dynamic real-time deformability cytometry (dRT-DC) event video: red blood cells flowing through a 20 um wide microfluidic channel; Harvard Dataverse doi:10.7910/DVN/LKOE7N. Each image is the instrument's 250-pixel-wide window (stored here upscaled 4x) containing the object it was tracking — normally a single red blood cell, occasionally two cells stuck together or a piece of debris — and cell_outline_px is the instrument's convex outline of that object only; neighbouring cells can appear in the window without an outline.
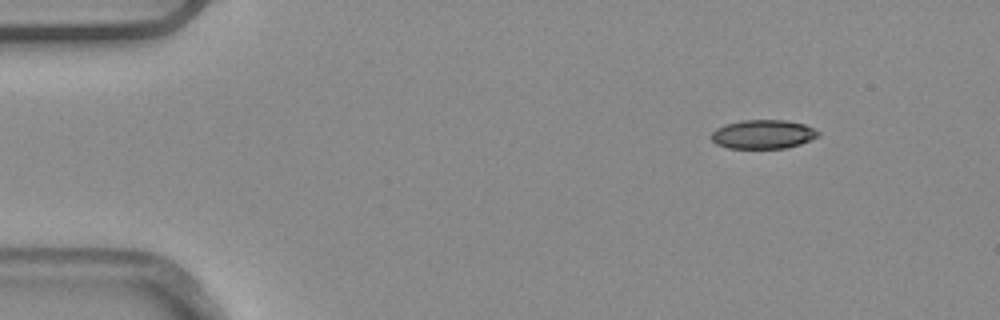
{"species": "common noctule bat (a hibernating species)", "species_latin": "Nyctalus noctula", "temperature_condition": "warm", "stored_images_in_passage": 5, "camera_frame_rate_fps": 3000, "um_per_image_px": 0.085, "animal": {"sex": "male", "body_mass_g": 20.4}, "frame": {"image": 1, "passage_image": 1, "time_ms": 0.0, "image_size_px": [1000, 320], "cell_outline_px": [[820, 136], [800, 144], [784, 148], [728, 148], [716, 144], [712, 140], [712, 132], [716, 128], [724, 124], [740, 120], [784, 120], [804, 124], [820, 132]], "centroid_in_image_um": [64.85, 11.41], "position_along_channel_um": 20.2, "area_um2": 18.03}}
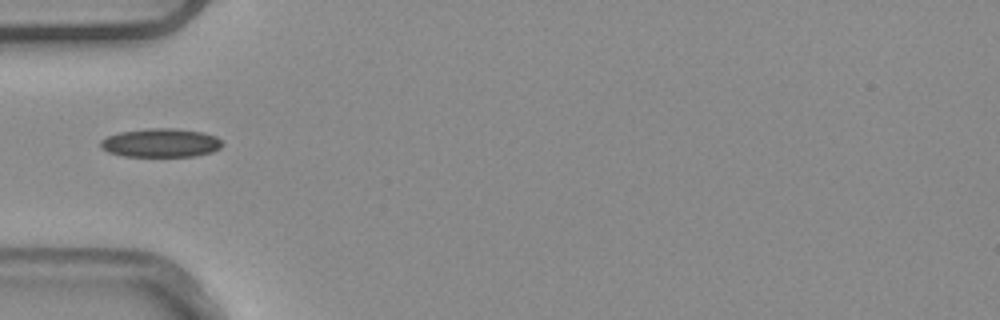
{"frame": {"image": 2, "passage_image": 4, "time_ms": 1.0, "image_size_px": [1000, 320], "cell_outline_px": [[224, 144], [220, 148], [212, 152], [196, 156], [124, 156], [108, 152], [100, 148], [100, 140], [108, 136], [120, 132], [148, 128], [176, 128], [204, 132], [216, 136]], "centroid_in_image_um": [13.68, 12.14], "position_along_channel_um": 71.3, "area_um2": 20.52}}
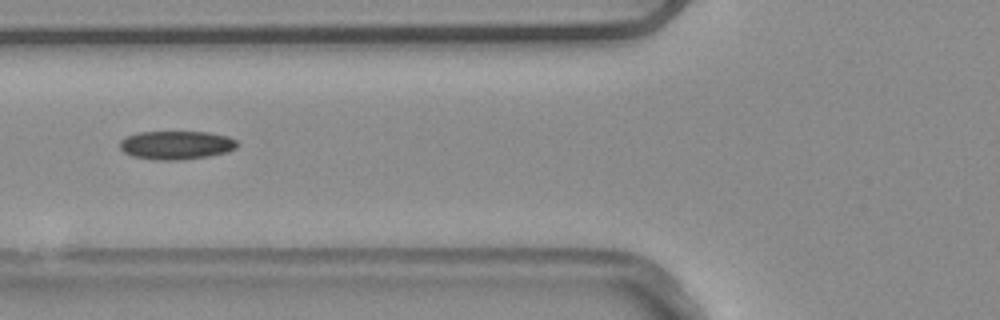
{"frame": {"image": 3, "passage_image": 5, "time_ms": 1.333, "image_size_px": [1000, 320], "cell_outline_px": [[240, 144], [236, 148], [228, 152], [208, 156], [176, 160], [156, 160], [132, 156], [124, 152], [120, 148], [120, 140], [128, 136], [140, 132], [208, 132], [228, 136], [236, 140]], "centroid_in_image_um": [15.01, 12.33], "position_along_channel_um": 110.8, "area_um2": 19.54}}